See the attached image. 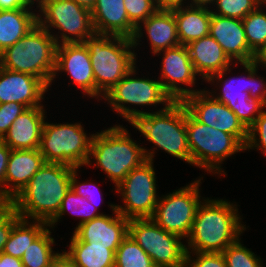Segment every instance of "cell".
Instances as JSON below:
<instances>
[{
    "mask_svg": "<svg viewBox=\"0 0 266 267\" xmlns=\"http://www.w3.org/2000/svg\"><path fill=\"white\" fill-rule=\"evenodd\" d=\"M50 227L47 228L33 243H31L21 258L23 267H50L58 252L53 251L55 243L51 236Z\"/></svg>",
    "mask_w": 266,
    "mask_h": 267,
    "instance_id": "30",
    "label": "cell"
},
{
    "mask_svg": "<svg viewBox=\"0 0 266 267\" xmlns=\"http://www.w3.org/2000/svg\"><path fill=\"white\" fill-rule=\"evenodd\" d=\"M237 204L226 199L203 198L187 237L186 252L222 253L246 230Z\"/></svg>",
    "mask_w": 266,
    "mask_h": 267,
    "instance_id": "1",
    "label": "cell"
},
{
    "mask_svg": "<svg viewBox=\"0 0 266 267\" xmlns=\"http://www.w3.org/2000/svg\"><path fill=\"white\" fill-rule=\"evenodd\" d=\"M186 0H155L158 10H173L184 6Z\"/></svg>",
    "mask_w": 266,
    "mask_h": 267,
    "instance_id": "45",
    "label": "cell"
},
{
    "mask_svg": "<svg viewBox=\"0 0 266 267\" xmlns=\"http://www.w3.org/2000/svg\"><path fill=\"white\" fill-rule=\"evenodd\" d=\"M216 0H189L188 3H186V6L188 4V6H192V7H204V8H210L211 4H214ZM210 5V7H208Z\"/></svg>",
    "mask_w": 266,
    "mask_h": 267,
    "instance_id": "48",
    "label": "cell"
},
{
    "mask_svg": "<svg viewBox=\"0 0 266 267\" xmlns=\"http://www.w3.org/2000/svg\"><path fill=\"white\" fill-rule=\"evenodd\" d=\"M240 65L245 69V74L247 72V77L237 75L235 78L229 76L226 79L224 76L227 72L229 74L231 72V67H229L207 80L208 84L219 85L221 93L216 94L213 90L212 92L208 90V92L231 109L241 123L249 129L266 107V82L264 77L257 75L259 67L254 62L240 63Z\"/></svg>",
    "mask_w": 266,
    "mask_h": 267,
    "instance_id": "4",
    "label": "cell"
},
{
    "mask_svg": "<svg viewBox=\"0 0 266 267\" xmlns=\"http://www.w3.org/2000/svg\"><path fill=\"white\" fill-rule=\"evenodd\" d=\"M49 225L43 221L20 218L12 227L8 241L5 243L3 253L21 259L24 251L33 243Z\"/></svg>",
    "mask_w": 266,
    "mask_h": 267,
    "instance_id": "29",
    "label": "cell"
},
{
    "mask_svg": "<svg viewBox=\"0 0 266 267\" xmlns=\"http://www.w3.org/2000/svg\"><path fill=\"white\" fill-rule=\"evenodd\" d=\"M129 235L150 256L156 267H184L186 244L182 237L167 232L152 218L129 221Z\"/></svg>",
    "mask_w": 266,
    "mask_h": 267,
    "instance_id": "12",
    "label": "cell"
},
{
    "mask_svg": "<svg viewBox=\"0 0 266 267\" xmlns=\"http://www.w3.org/2000/svg\"><path fill=\"white\" fill-rule=\"evenodd\" d=\"M67 211L70 214L72 213L75 216L77 215L79 219L81 218L77 226L103 215L101 212L98 213L96 207L87 201L86 198L76 194L70 188L62 200L57 215L48 223L49 227L55 228L54 226L60 221L62 216L65 215Z\"/></svg>",
    "mask_w": 266,
    "mask_h": 267,
    "instance_id": "31",
    "label": "cell"
},
{
    "mask_svg": "<svg viewBox=\"0 0 266 267\" xmlns=\"http://www.w3.org/2000/svg\"><path fill=\"white\" fill-rule=\"evenodd\" d=\"M45 163L39 149L11 150L5 177V201H11Z\"/></svg>",
    "mask_w": 266,
    "mask_h": 267,
    "instance_id": "23",
    "label": "cell"
},
{
    "mask_svg": "<svg viewBox=\"0 0 266 267\" xmlns=\"http://www.w3.org/2000/svg\"><path fill=\"white\" fill-rule=\"evenodd\" d=\"M253 62L259 67L266 68V43L255 53Z\"/></svg>",
    "mask_w": 266,
    "mask_h": 267,
    "instance_id": "47",
    "label": "cell"
},
{
    "mask_svg": "<svg viewBox=\"0 0 266 267\" xmlns=\"http://www.w3.org/2000/svg\"><path fill=\"white\" fill-rule=\"evenodd\" d=\"M184 267H226V262L222 253L193 252L186 254Z\"/></svg>",
    "mask_w": 266,
    "mask_h": 267,
    "instance_id": "40",
    "label": "cell"
},
{
    "mask_svg": "<svg viewBox=\"0 0 266 267\" xmlns=\"http://www.w3.org/2000/svg\"><path fill=\"white\" fill-rule=\"evenodd\" d=\"M129 134V130L119 124L96 132L92 137L86 166L95 163L94 167H100L115 187L131 170L147 161L144 146L139 145ZM92 157L95 162L91 161Z\"/></svg>",
    "mask_w": 266,
    "mask_h": 267,
    "instance_id": "5",
    "label": "cell"
},
{
    "mask_svg": "<svg viewBox=\"0 0 266 267\" xmlns=\"http://www.w3.org/2000/svg\"><path fill=\"white\" fill-rule=\"evenodd\" d=\"M186 46L195 72L205 82L234 63L210 34Z\"/></svg>",
    "mask_w": 266,
    "mask_h": 267,
    "instance_id": "24",
    "label": "cell"
},
{
    "mask_svg": "<svg viewBox=\"0 0 266 267\" xmlns=\"http://www.w3.org/2000/svg\"><path fill=\"white\" fill-rule=\"evenodd\" d=\"M67 72L75 86H78L89 98H103V94L95 86V77L88 47L85 43H64L57 45L56 67L51 81L56 75Z\"/></svg>",
    "mask_w": 266,
    "mask_h": 267,
    "instance_id": "17",
    "label": "cell"
},
{
    "mask_svg": "<svg viewBox=\"0 0 266 267\" xmlns=\"http://www.w3.org/2000/svg\"><path fill=\"white\" fill-rule=\"evenodd\" d=\"M27 107L17 102L0 104V140L8 132L12 123Z\"/></svg>",
    "mask_w": 266,
    "mask_h": 267,
    "instance_id": "41",
    "label": "cell"
},
{
    "mask_svg": "<svg viewBox=\"0 0 266 267\" xmlns=\"http://www.w3.org/2000/svg\"><path fill=\"white\" fill-rule=\"evenodd\" d=\"M69 250L65 252L72 258L76 267H114L115 253L108 246L92 245L79 241L73 234Z\"/></svg>",
    "mask_w": 266,
    "mask_h": 267,
    "instance_id": "28",
    "label": "cell"
},
{
    "mask_svg": "<svg viewBox=\"0 0 266 267\" xmlns=\"http://www.w3.org/2000/svg\"><path fill=\"white\" fill-rule=\"evenodd\" d=\"M11 149L0 140V201H5V177Z\"/></svg>",
    "mask_w": 266,
    "mask_h": 267,
    "instance_id": "42",
    "label": "cell"
},
{
    "mask_svg": "<svg viewBox=\"0 0 266 267\" xmlns=\"http://www.w3.org/2000/svg\"><path fill=\"white\" fill-rule=\"evenodd\" d=\"M57 43L52 34L39 24L0 54V66L28 73L50 87L56 67Z\"/></svg>",
    "mask_w": 266,
    "mask_h": 267,
    "instance_id": "6",
    "label": "cell"
},
{
    "mask_svg": "<svg viewBox=\"0 0 266 267\" xmlns=\"http://www.w3.org/2000/svg\"><path fill=\"white\" fill-rule=\"evenodd\" d=\"M202 178L159 197L152 220L165 231L187 239L202 202L199 191Z\"/></svg>",
    "mask_w": 266,
    "mask_h": 267,
    "instance_id": "13",
    "label": "cell"
},
{
    "mask_svg": "<svg viewBox=\"0 0 266 267\" xmlns=\"http://www.w3.org/2000/svg\"><path fill=\"white\" fill-rule=\"evenodd\" d=\"M74 169L65 164L45 162L10 201L16 213L23 219L48 224L57 215L70 189Z\"/></svg>",
    "mask_w": 266,
    "mask_h": 267,
    "instance_id": "2",
    "label": "cell"
},
{
    "mask_svg": "<svg viewBox=\"0 0 266 267\" xmlns=\"http://www.w3.org/2000/svg\"><path fill=\"white\" fill-rule=\"evenodd\" d=\"M44 106L30 107L21 113L1 139L11 150L39 149L43 125Z\"/></svg>",
    "mask_w": 266,
    "mask_h": 267,
    "instance_id": "22",
    "label": "cell"
},
{
    "mask_svg": "<svg viewBox=\"0 0 266 267\" xmlns=\"http://www.w3.org/2000/svg\"><path fill=\"white\" fill-rule=\"evenodd\" d=\"M93 133L86 134L81 123L44 122L39 151L46 163H60L75 168L86 166Z\"/></svg>",
    "mask_w": 266,
    "mask_h": 267,
    "instance_id": "10",
    "label": "cell"
},
{
    "mask_svg": "<svg viewBox=\"0 0 266 267\" xmlns=\"http://www.w3.org/2000/svg\"><path fill=\"white\" fill-rule=\"evenodd\" d=\"M209 34L222 47L228 57L236 63H251L255 54L246 40L242 19L211 14Z\"/></svg>",
    "mask_w": 266,
    "mask_h": 267,
    "instance_id": "20",
    "label": "cell"
},
{
    "mask_svg": "<svg viewBox=\"0 0 266 267\" xmlns=\"http://www.w3.org/2000/svg\"><path fill=\"white\" fill-rule=\"evenodd\" d=\"M123 2L129 21L135 27L158 10L155 0H124Z\"/></svg>",
    "mask_w": 266,
    "mask_h": 267,
    "instance_id": "36",
    "label": "cell"
},
{
    "mask_svg": "<svg viewBox=\"0 0 266 267\" xmlns=\"http://www.w3.org/2000/svg\"><path fill=\"white\" fill-rule=\"evenodd\" d=\"M84 43L89 50L95 86L103 95L136 66L137 53L131 38L94 33Z\"/></svg>",
    "mask_w": 266,
    "mask_h": 267,
    "instance_id": "7",
    "label": "cell"
},
{
    "mask_svg": "<svg viewBox=\"0 0 266 267\" xmlns=\"http://www.w3.org/2000/svg\"><path fill=\"white\" fill-rule=\"evenodd\" d=\"M0 267H23L22 261L19 258L0 253Z\"/></svg>",
    "mask_w": 266,
    "mask_h": 267,
    "instance_id": "46",
    "label": "cell"
},
{
    "mask_svg": "<svg viewBox=\"0 0 266 267\" xmlns=\"http://www.w3.org/2000/svg\"><path fill=\"white\" fill-rule=\"evenodd\" d=\"M48 89L40 78L0 66V104L17 102L27 108L43 106L41 102Z\"/></svg>",
    "mask_w": 266,
    "mask_h": 267,
    "instance_id": "19",
    "label": "cell"
},
{
    "mask_svg": "<svg viewBox=\"0 0 266 267\" xmlns=\"http://www.w3.org/2000/svg\"><path fill=\"white\" fill-rule=\"evenodd\" d=\"M181 45L209 35L211 10L204 7L182 6L173 9Z\"/></svg>",
    "mask_w": 266,
    "mask_h": 267,
    "instance_id": "26",
    "label": "cell"
},
{
    "mask_svg": "<svg viewBox=\"0 0 266 267\" xmlns=\"http://www.w3.org/2000/svg\"><path fill=\"white\" fill-rule=\"evenodd\" d=\"M38 11L40 12L37 14L38 24L52 34L57 45L84 43L95 33L91 11L74 0H50ZM53 28L58 29L60 35L57 33L54 35L51 32Z\"/></svg>",
    "mask_w": 266,
    "mask_h": 267,
    "instance_id": "11",
    "label": "cell"
},
{
    "mask_svg": "<svg viewBox=\"0 0 266 267\" xmlns=\"http://www.w3.org/2000/svg\"><path fill=\"white\" fill-rule=\"evenodd\" d=\"M47 1H50V0H29V2H30V8H33L34 6V4H35V2H36V4H37V8L39 9V8H41ZM32 6V7H31Z\"/></svg>",
    "mask_w": 266,
    "mask_h": 267,
    "instance_id": "50",
    "label": "cell"
},
{
    "mask_svg": "<svg viewBox=\"0 0 266 267\" xmlns=\"http://www.w3.org/2000/svg\"><path fill=\"white\" fill-rule=\"evenodd\" d=\"M144 27V30H143ZM150 42L151 53H156L180 45L176 20L173 10H157L145 21L139 24L134 36L131 38L134 49L139 45L143 38V31Z\"/></svg>",
    "mask_w": 266,
    "mask_h": 267,
    "instance_id": "21",
    "label": "cell"
},
{
    "mask_svg": "<svg viewBox=\"0 0 266 267\" xmlns=\"http://www.w3.org/2000/svg\"><path fill=\"white\" fill-rule=\"evenodd\" d=\"M114 267H156L150 256L128 234L115 252Z\"/></svg>",
    "mask_w": 266,
    "mask_h": 267,
    "instance_id": "32",
    "label": "cell"
},
{
    "mask_svg": "<svg viewBox=\"0 0 266 267\" xmlns=\"http://www.w3.org/2000/svg\"><path fill=\"white\" fill-rule=\"evenodd\" d=\"M161 52L163 57L159 81L173 101H182L187 96L201 91V89L192 88L196 84L198 75L194 70L187 46L180 44L155 55L159 56Z\"/></svg>",
    "mask_w": 266,
    "mask_h": 267,
    "instance_id": "16",
    "label": "cell"
},
{
    "mask_svg": "<svg viewBox=\"0 0 266 267\" xmlns=\"http://www.w3.org/2000/svg\"><path fill=\"white\" fill-rule=\"evenodd\" d=\"M30 8L29 0H0V10Z\"/></svg>",
    "mask_w": 266,
    "mask_h": 267,
    "instance_id": "44",
    "label": "cell"
},
{
    "mask_svg": "<svg viewBox=\"0 0 266 267\" xmlns=\"http://www.w3.org/2000/svg\"><path fill=\"white\" fill-rule=\"evenodd\" d=\"M249 149H260L266 156V111H263L248 129L245 150Z\"/></svg>",
    "mask_w": 266,
    "mask_h": 267,
    "instance_id": "37",
    "label": "cell"
},
{
    "mask_svg": "<svg viewBox=\"0 0 266 267\" xmlns=\"http://www.w3.org/2000/svg\"><path fill=\"white\" fill-rule=\"evenodd\" d=\"M79 168H75L74 171L71 174V186L70 188L78 195H80L83 198H86L87 201H89L96 209L98 210V206L101 204L103 197L99 187L96 186L94 183H91V181L88 183L78 181V175L77 172ZM98 187V188H97ZM98 194V195H97ZM99 201V202H98Z\"/></svg>",
    "mask_w": 266,
    "mask_h": 267,
    "instance_id": "39",
    "label": "cell"
},
{
    "mask_svg": "<svg viewBox=\"0 0 266 267\" xmlns=\"http://www.w3.org/2000/svg\"><path fill=\"white\" fill-rule=\"evenodd\" d=\"M240 240L229 245L222 252L226 267H264L261 258L241 244Z\"/></svg>",
    "mask_w": 266,
    "mask_h": 267,
    "instance_id": "35",
    "label": "cell"
},
{
    "mask_svg": "<svg viewBox=\"0 0 266 267\" xmlns=\"http://www.w3.org/2000/svg\"><path fill=\"white\" fill-rule=\"evenodd\" d=\"M262 4L265 6L266 0H216L213 4L216 9H211V13L221 17L243 19Z\"/></svg>",
    "mask_w": 266,
    "mask_h": 267,
    "instance_id": "34",
    "label": "cell"
},
{
    "mask_svg": "<svg viewBox=\"0 0 266 267\" xmlns=\"http://www.w3.org/2000/svg\"><path fill=\"white\" fill-rule=\"evenodd\" d=\"M186 130L191 166L212 172L213 175L222 176L224 173L226 176V172L221 168L222 163L229 156L245 151V146L234 135L197 121L187 110Z\"/></svg>",
    "mask_w": 266,
    "mask_h": 267,
    "instance_id": "8",
    "label": "cell"
},
{
    "mask_svg": "<svg viewBox=\"0 0 266 267\" xmlns=\"http://www.w3.org/2000/svg\"><path fill=\"white\" fill-rule=\"evenodd\" d=\"M20 218L11 202L0 201V253L9 239L12 227Z\"/></svg>",
    "mask_w": 266,
    "mask_h": 267,
    "instance_id": "38",
    "label": "cell"
},
{
    "mask_svg": "<svg viewBox=\"0 0 266 267\" xmlns=\"http://www.w3.org/2000/svg\"><path fill=\"white\" fill-rule=\"evenodd\" d=\"M261 6L242 19L247 43L254 54L266 43V11Z\"/></svg>",
    "mask_w": 266,
    "mask_h": 267,
    "instance_id": "33",
    "label": "cell"
},
{
    "mask_svg": "<svg viewBox=\"0 0 266 267\" xmlns=\"http://www.w3.org/2000/svg\"><path fill=\"white\" fill-rule=\"evenodd\" d=\"M153 161L147 160L131 170L125 179L115 187L122 197L123 207L116 210L125 218H151L159 200Z\"/></svg>",
    "mask_w": 266,
    "mask_h": 267,
    "instance_id": "14",
    "label": "cell"
},
{
    "mask_svg": "<svg viewBox=\"0 0 266 267\" xmlns=\"http://www.w3.org/2000/svg\"><path fill=\"white\" fill-rule=\"evenodd\" d=\"M124 0H97L91 10L95 33L132 38L136 27L129 21Z\"/></svg>",
    "mask_w": 266,
    "mask_h": 267,
    "instance_id": "25",
    "label": "cell"
},
{
    "mask_svg": "<svg viewBox=\"0 0 266 267\" xmlns=\"http://www.w3.org/2000/svg\"><path fill=\"white\" fill-rule=\"evenodd\" d=\"M137 69L136 66L132 68L102 98L108 101L107 104H110V108L116 114L122 116L129 123L133 122L138 116L146 114V111L131 108L130 104L140 107L150 105L157 107V104H162V108L166 109L174 102L163 89L159 77L158 80L149 79V77L136 78V75H138Z\"/></svg>",
    "mask_w": 266,
    "mask_h": 267,
    "instance_id": "9",
    "label": "cell"
},
{
    "mask_svg": "<svg viewBox=\"0 0 266 267\" xmlns=\"http://www.w3.org/2000/svg\"><path fill=\"white\" fill-rule=\"evenodd\" d=\"M130 124L155 146L154 150L150 149L151 151L144 148L147 160L154 161L155 150L160 148L191 165L186 130V108L181 101L172 102L166 109L148 111Z\"/></svg>",
    "mask_w": 266,
    "mask_h": 267,
    "instance_id": "3",
    "label": "cell"
},
{
    "mask_svg": "<svg viewBox=\"0 0 266 267\" xmlns=\"http://www.w3.org/2000/svg\"><path fill=\"white\" fill-rule=\"evenodd\" d=\"M113 214H103L75 227L73 235L81 242L108 246L114 253L129 234L130 219L122 216L115 204H109ZM114 215V216H113Z\"/></svg>",
    "mask_w": 266,
    "mask_h": 267,
    "instance_id": "18",
    "label": "cell"
},
{
    "mask_svg": "<svg viewBox=\"0 0 266 267\" xmlns=\"http://www.w3.org/2000/svg\"><path fill=\"white\" fill-rule=\"evenodd\" d=\"M32 10L36 11L32 8L0 10V54L38 24L37 13Z\"/></svg>",
    "mask_w": 266,
    "mask_h": 267,
    "instance_id": "27",
    "label": "cell"
},
{
    "mask_svg": "<svg viewBox=\"0 0 266 267\" xmlns=\"http://www.w3.org/2000/svg\"><path fill=\"white\" fill-rule=\"evenodd\" d=\"M181 102L197 121L234 135L245 146L248 129L231 109L216 100L207 90L189 95Z\"/></svg>",
    "mask_w": 266,
    "mask_h": 267,
    "instance_id": "15",
    "label": "cell"
},
{
    "mask_svg": "<svg viewBox=\"0 0 266 267\" xmlns=\"http://www.w3.org/2000/svg\"><path fill=\"white\" fill-rule=\"evenodd\" d=\"M80 6L87 8L88 10H92L95 6L97 0H74Z\"/></svg>",
    "mask_w": 266,
    "mask_h": 267,
    "instance_id": "49",
    "label": "cell"
},
{
    "mask_svg": "<svg viewBox=\"0 0 266 267\" xmlns=\"http://www.w3.org/2000/svg\"><path fill=\"white\" fill-rule=\"evenodd\" d=\"M50 267H76L72 258L65 252L58 253L52 260Z\"/></svg>",
    "mask_w": 266,
    "mask_h": 267,
    "instance_id": "43",
    "label": "cell"
}]
</instances>
